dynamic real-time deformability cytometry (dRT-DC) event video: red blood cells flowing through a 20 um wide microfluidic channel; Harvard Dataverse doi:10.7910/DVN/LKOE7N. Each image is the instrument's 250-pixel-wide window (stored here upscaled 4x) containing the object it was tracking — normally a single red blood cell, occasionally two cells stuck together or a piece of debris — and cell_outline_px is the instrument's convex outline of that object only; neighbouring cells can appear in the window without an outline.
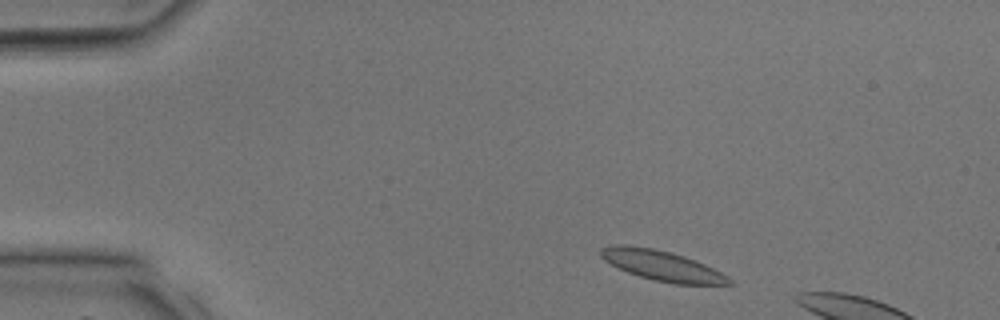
{"species": "common noctule bat (a hibernating species)", "species_latin": "Nyctalus noctula", "temperature_condition": "room temperature", "stored_images_in_passage": 7, "camera_frame_rate_fps": 3000, "um_per_image_px": 0.085, "animal": {"sex": "male", "body_mass_g": 17.9, "forearm_length_mm": 54.2}, "frame": {"image": 1, "passage_image": 3, "time_ms": 0.667, "image_size_px": [1000, 320], "cell_outline_px": [[736, 284], [676, 284], [652, 280], [616, 268], [604, 260], [600, 256], [600, 248], [608, 244], [624, 244], [652, 248], [684, 256], [696, 260], [728, 276]], "centroid_in_image_um": [56.22, 22.57], "position_along_channel_um": 28.8, "area_um2": 22.66}}